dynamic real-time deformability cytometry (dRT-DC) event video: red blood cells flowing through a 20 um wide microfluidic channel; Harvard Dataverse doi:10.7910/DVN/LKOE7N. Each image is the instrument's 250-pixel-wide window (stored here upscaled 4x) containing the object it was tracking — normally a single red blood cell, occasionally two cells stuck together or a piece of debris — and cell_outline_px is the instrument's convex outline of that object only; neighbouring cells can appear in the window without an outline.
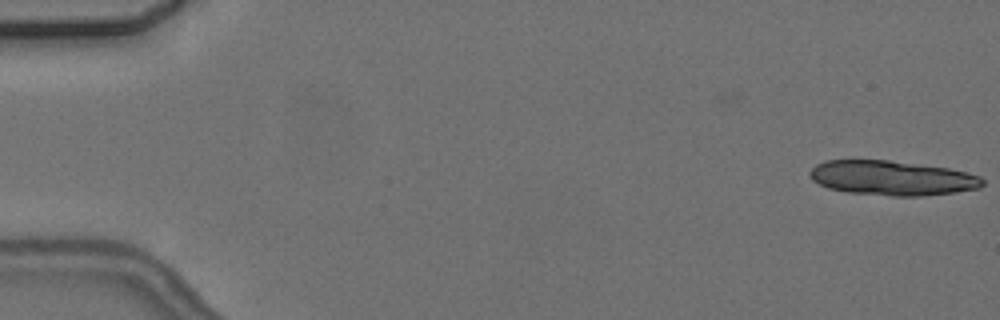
{"species": "common noctule bat (a hibernating species)", "species_latin": "Nyctalus noctula", "temperature_condition": "cold", "stored_images_in_passage": 9, "camera_frame_rate_fps": 3000, "um_per_image_px": 0.085, "animal": {"sex": "female", "body_mass_g": 24.6, "forearm_length_mm": 56.2}, "frame": {"image": 1, "passage_image": 1, "time_ms": 0.0, "image_size_px": [1000, 320], "cell_outline_px": [[984, 184], [980, 188], [956, 192], [924, 196], [892, 196], [848, 192], [828, 188], [812, 180], [808, 172], [816, 164], [824, 160], [888, 160], [948, 168], [980, 176], [984, 180]], "centroid_in_image_um": [75.82, 15.13], "position_along_channel_um": 9.2, "area_um2": 34.91}}
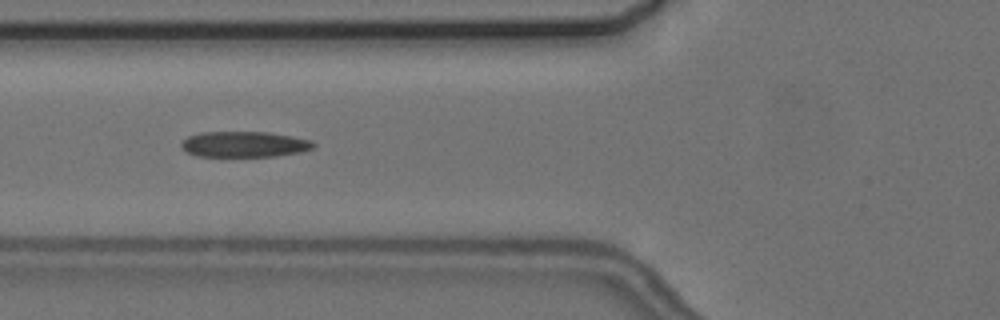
{"frame": {"image": 2, "passage_image": 7, "time_ms": 7.0, "image_size_px": [1000, 320], "cell_outline_px": [[316, 144], [312, 148], [300, 152], [276, 156], [196, 156], [180, 148], [180, 144], [188, 136], [200, 132], [268, 132], [292, 136], [312, 140]], "centroid_in_image_um": [20.76, 12.26], "position_along_channel_um": 105.0, "area_um2": 19.83}}
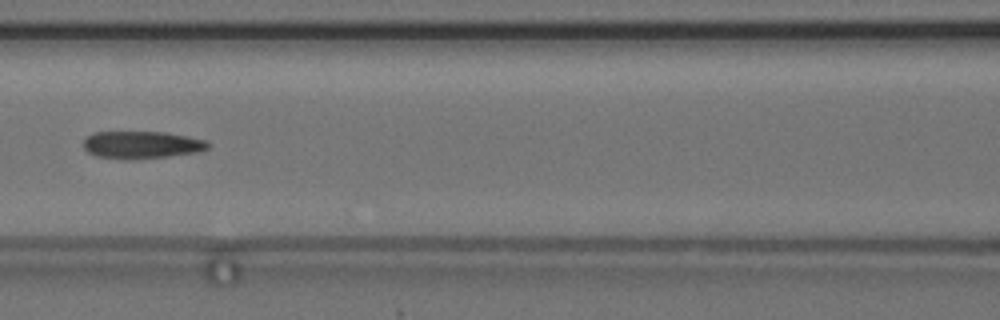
{"frame": {"image": 3, "passage_image": 8, "time_ms": 8.333, "image_size_px": [1000, 320], "cell_outline_px": [[212, 144], [208, 148], [200, 152], [168, 156], [128, 160], [124, 160], [96, 156], [88, 152], [84, 148], [84, 140], [88, 136], [96, 132], [164, 132], [188, 136], [208, 140]], "centroid_in_image_um": [12.09, 12.32], "position_along_channel_um": 154.5, "area_um2": 20.11}}